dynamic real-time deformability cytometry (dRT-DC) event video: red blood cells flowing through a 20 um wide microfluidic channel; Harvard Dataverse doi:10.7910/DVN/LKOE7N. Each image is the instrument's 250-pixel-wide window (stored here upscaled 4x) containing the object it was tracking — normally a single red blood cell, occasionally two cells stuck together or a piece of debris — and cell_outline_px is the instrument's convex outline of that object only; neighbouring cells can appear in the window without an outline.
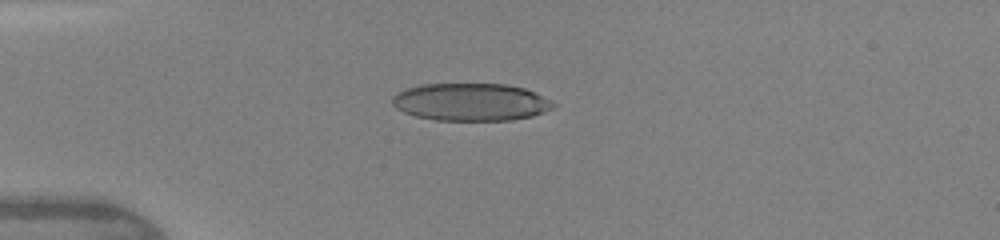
{"species": "human", "species_latin": "Homo sapiens", "temperature_condition": "warm", "stored_images_in_passage": 64, "camera_frame_rate_fps": 3000, "um_per_image_px": 0.085, "donor": {"sex": "female"}, "frame": {"image": 1, "passage_image": 15, "time_ms": 3.667, "image_size_px": [1000, 240], "cell_outline_px": [[556, 104], [552, 108], [532, 116], [512, 120], [436, 120], [416, 116], [404, 112], [396, 108], [392, 104], [392, 96], [396, 92], [420, 84], [508, 84], [524, 88]], "centroid_in_image_um": [39.96, 8.67], "position_along_channel_um": 45.0, "area_um2": 35.03}}
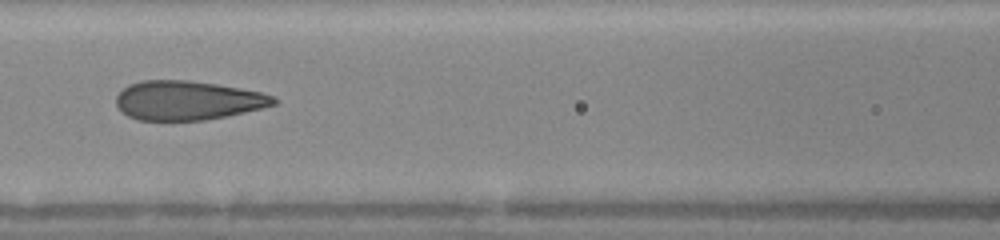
{"frame": {"image": 2, "passage_image": 24, "time_ms": 6.667, "image_size_px": [1000, 240], "cell_outline_px": [[276, 104], [228, 116], [204, 120], [140, 120], [128, 116], [116, 104], [116, 96], [128, 84], [140, 80], [188, 80], [216, 84], [260, 92], [276, 96]], "centroid_in_image_um": [15.94, 8.53], "position_along_channel_um": 150.7, "area_um2": 35.78}}
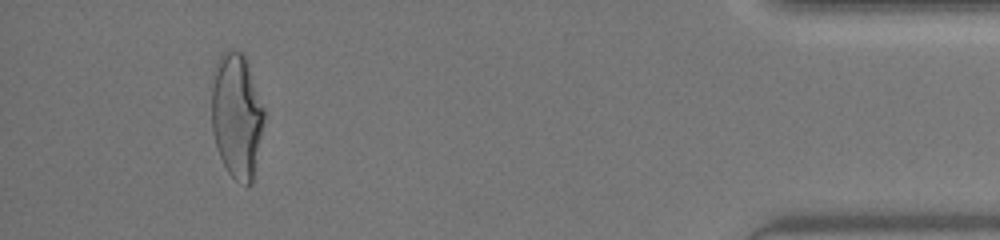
{"frame": {"image": 3, "passage_image": 56, "time_ms": 14.0, "image_size_px": [1000, 240], "cell_outline_px": [[264, 120], [252, 184], [244, 184], [236, 180], [228, 172], [220, 156], [216, 144], [212, 128], [212, 72], [216, 60], [228, 48], [244, 52], [264, 108]], "centroid_in_image_um": [20.11, 9.76], "position_along_channel_um": 415.1, "area_um2": 38.32}, "authors_computed_cell_mechanics": {"area_um2": 36.992, "velocity_mm_per_s": 4.3583, "shape_relaxation_time_tau1_ms": 4.6042, "shape_relaxation_time_tau2_ms": 0.7832, "deformation_change_tau1": 0.2051, "deformation_change_tau2": 0.0919}}